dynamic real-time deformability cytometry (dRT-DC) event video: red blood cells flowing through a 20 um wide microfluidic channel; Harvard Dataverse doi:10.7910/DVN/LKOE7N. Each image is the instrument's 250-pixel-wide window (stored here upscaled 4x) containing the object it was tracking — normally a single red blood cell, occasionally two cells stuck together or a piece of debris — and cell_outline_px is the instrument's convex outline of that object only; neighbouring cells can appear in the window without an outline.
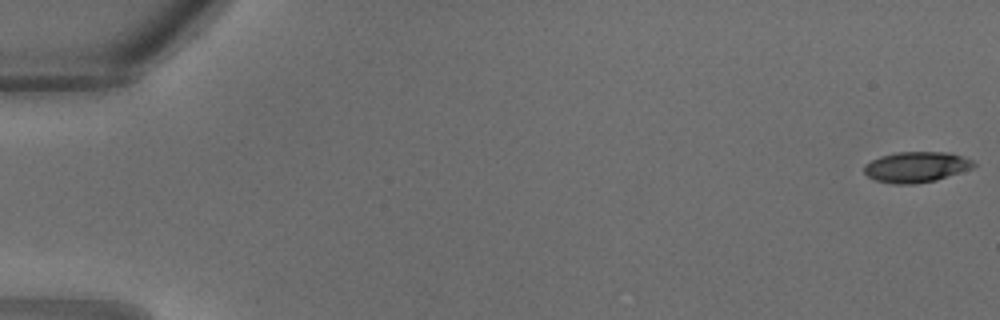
{"species": "common noctule bat (a hibernating species)", "species_latin": "Nyctalus noctula", "temperature_condition": "warm", "stored_images_in_passage": 15, "camera_frame_rate_fps": 3000, "um_per_image_px": 0.085, "animal": {"sex": "male", "body_mass_g": 18.8}, "frame": {"image": 1, "passage_image": 1, "time_ms": 0.0, "image_size_px": [1000, 320], "cell_outline_px": [[976, 164], [972, 168], [936, 180], [916, 184], [892, 184], [876, 180], [868, 176], [864, 172], [864, 164], [880, 156], [896, 152], [948, 152], [972, 160]], "centroid_in_image_um": [77.85, 14.2], "position_along_channel_um": 7.1, "area_um2": 19.48}}
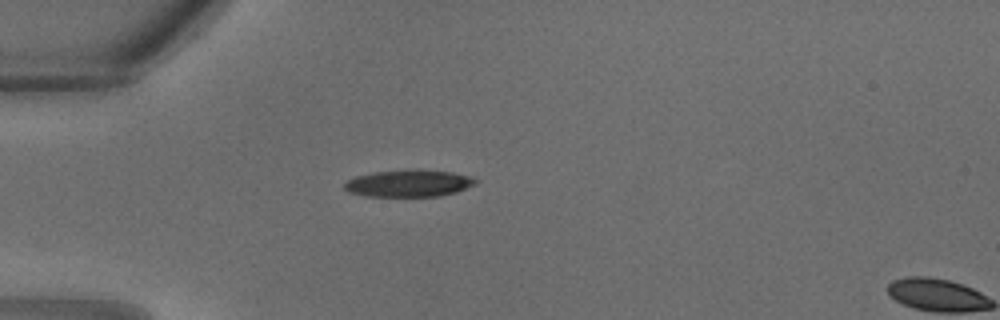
{"frame": {"image": 2, "passage_image": 10, "time_ms": 3.0, "image_size_px": [1000, 320], "cell_outline_px": [[480, 180], [476, 184], [456, 192], [440, 196], [368, 196], [348, 192], [344, 188], [344, 184], [348, 180], [356, 176], [376, 172], [408, 168], [416, 168], [452, 172], [472, 176]], "centroid_in_image_um": [34.8, 15.56], "position_along_channel_um": 50.2, "area_um2": 20.98}}
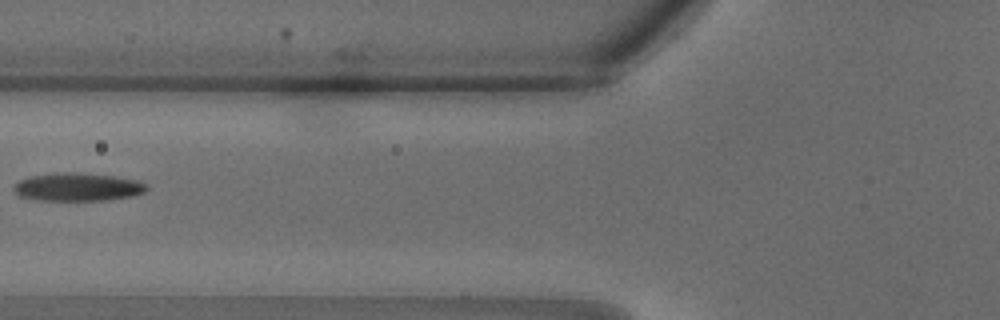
{"frame": {"image": 3, "passage_image": 14, "time_ms": 4.333, "image_size_px": [1000, 320], "cell_outline_px": [[148, 188], [144, 192], [132, 196], [104, 200], [40, 200], [20, 196], [12, 188], [20, 180], [28, 176], [56, 172], [76, 172], [112, 176], [136, 180], [144, 184]], "centroid_in_image_um": [6.57, 15.88], "position_along_channel_um": 119.2, "area_um2": 21.56}}